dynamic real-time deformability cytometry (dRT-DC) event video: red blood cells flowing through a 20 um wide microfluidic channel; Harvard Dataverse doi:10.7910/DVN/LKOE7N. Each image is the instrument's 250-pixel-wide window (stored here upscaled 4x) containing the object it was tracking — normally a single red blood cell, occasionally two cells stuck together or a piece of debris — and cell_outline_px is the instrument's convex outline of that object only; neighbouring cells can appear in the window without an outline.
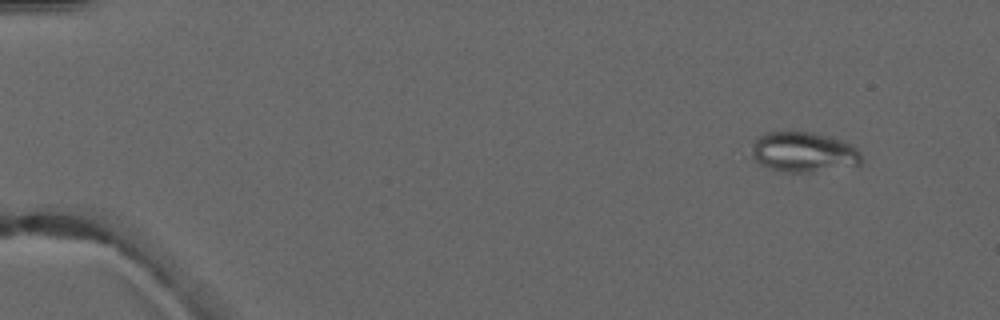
{"species": "common noctule bat (a hibernating species)", "species_latin": "Nyctalus noctula", "temperature_condition": "warm", "stored_images_in_passage": 6, "camera_frame_rate_fps": 3000, "um_per_image_px": 0.085, "animal": {"sex": "male", "forearm_length_mm": 52.5}, "frame": {"image": 1, "passage_image": 2, "time_ms": 1.333, "image_size_px": [1000, 320], "cell_outline_px": [[860, 164], [856, 168], [812, 172], [784, 172], [768, 168], [760, 164], [752, 156], [752, 144], [764, 132], [812, 132], [832, 136], [844, 140], [852, 144], [860, 152]], "centroid_in_image_um": [68.37, 12.94], "position_along_channel_um": 16.6, "area_um2": 26.3}}